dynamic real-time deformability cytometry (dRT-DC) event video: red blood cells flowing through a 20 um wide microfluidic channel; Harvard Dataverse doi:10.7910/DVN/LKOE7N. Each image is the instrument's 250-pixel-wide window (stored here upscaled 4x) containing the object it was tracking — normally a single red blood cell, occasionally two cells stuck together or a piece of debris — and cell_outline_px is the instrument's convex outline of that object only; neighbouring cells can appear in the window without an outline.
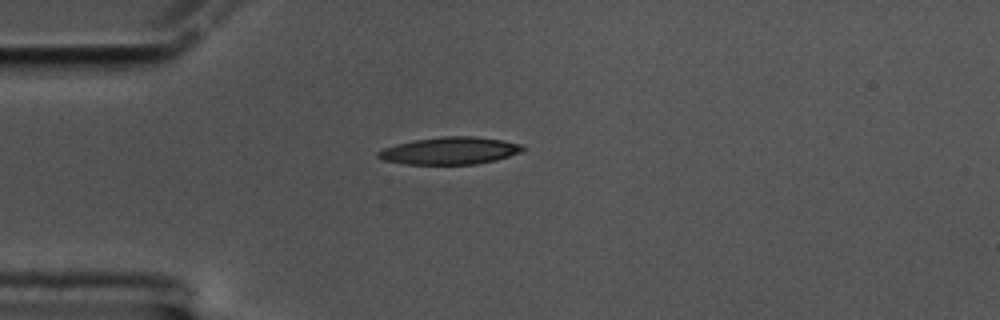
{"species": "common noctule bat (a hibernating species)", "species_latin": "Nyctalus noctula", "temperature_condition": "cold", "stored_images_in_passage": 44, "camera_frame_rate_fps": 3000, "um_per_image_px": 0.085, "animal": {"sex": "male", "body_mass_g": 17.5, "forearm_length_mm": 52.3}, "frame": {"image": 1, "passage_image": 1, "time_ms": 0.0, "image_size_px": [1000, 320], "cell_outline_px": [[524, 148], [520, 152], [496, 160], [476, 164], [404, 164], [384, 160], [376, 156], [376, 152], [384, 148], [396, 144], [416, 140], [444, 136], [476, 136], [504, 140], [524, 144]], "centroid_in_image_um": [38.26, 12.81], "position_along_channel_um": 46.7, "area_um2": 23.0}}
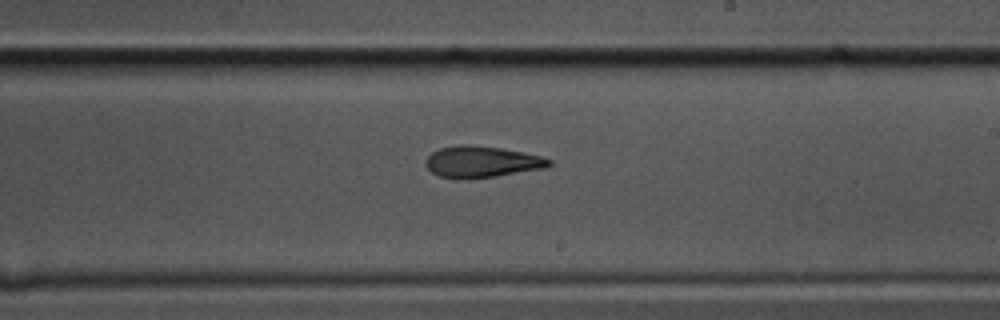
{"frame": {"image": 2, "passage_image": 20, "time_ms": 6.333, "image_size_px": [1000, 320], "cell_outline_px": [[552, 164], [544, 168], [496, 176], [436, 176], [424, 164], [424, 160], [432, 152], [440, 148], [460, 144], [464, 144], [500, 148], [524, 152], [540, 156], [552, 160]], "centroid_in_image_um": [40.95, 13.71], "position_along_channel_um": 248.0, "area_um2": 21.85}}
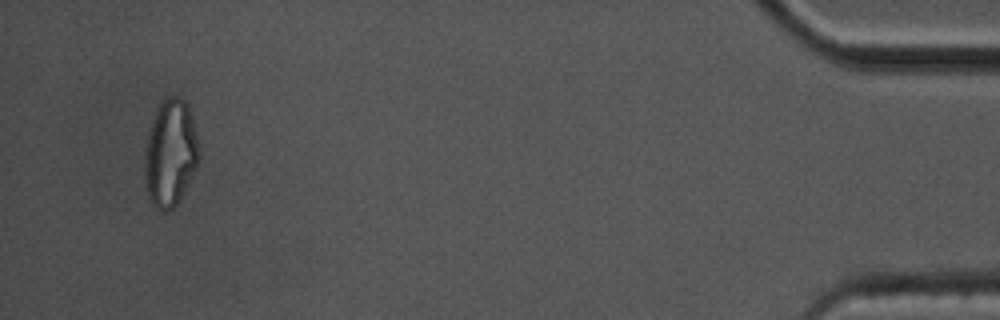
{"frame": {"image": 3, "passage_image": 42, "time_ms": 13.667, "image_size_px": [1000, 320], "cell_outline_px": [[200, 160], [180, 200], [172, 208], [164, 212], [160, 212], [152, 204], [148, 196], [144, 184], [144, 156], [148, 132], [156, 108], [168, 96], [176, 96], [184, 100], [188, 108], [192, 120], [200, 152]], "centroid_in_image_um": [14.46, 13.07], "position_along_channel_um": 420.7, "area_um2": 34.04}, "authors_computed_cell_mechanics": {"area_um2": 23.2645, "velocity_mm_per_s": 3.4176, "shape_relaxation_time_tau1_ms": null, "shape_relaxation_time_tau2_ms": 5.8072, "deformation_change_tau1": null, "deformation_change_tau2": 0.1566}}